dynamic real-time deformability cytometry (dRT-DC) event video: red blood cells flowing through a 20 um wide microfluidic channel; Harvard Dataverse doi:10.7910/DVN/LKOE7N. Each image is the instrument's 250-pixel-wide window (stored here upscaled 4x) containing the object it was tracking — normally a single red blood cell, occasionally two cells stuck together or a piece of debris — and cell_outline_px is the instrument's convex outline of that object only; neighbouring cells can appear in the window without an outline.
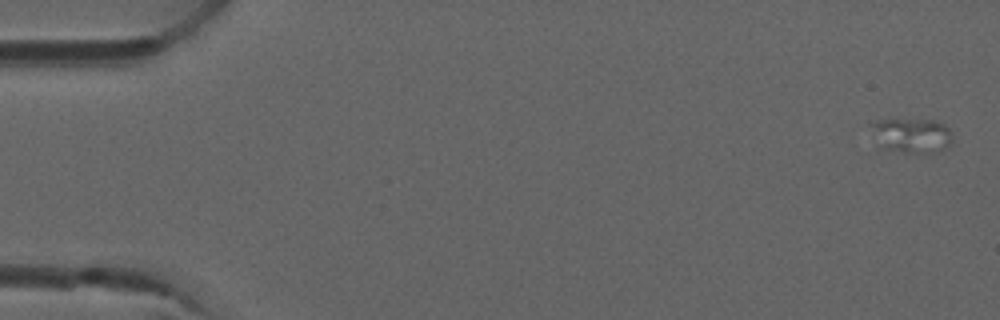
{"species": "common noctule bat (a hibernating species)", "species_latin": "Nyctalus noctula", "temperature_condition": "room temperature", "stored_images_in_passage": 5, "camera_frame_rate_fps": 3000, "um_per_image_px": 0.085, "animal": {"sex": "male", "forearm_length_mm": 52.5}, "frame": {"image": 1, "passage_image": 1, "time_ms": 0.0, "image_size_px": [1000, 320], "cell_outline_px": [[952, 140], [944, 148], [928, 152], [904, 152], [884, 148], [872, 124], [876, 120], [892, 116], [932, 120], [944, 124], [948, 128]], "centroid_in_image_um": [77.51, 11.42], "position_along_channel_um": 7.5, "area_um2": 16.13}}
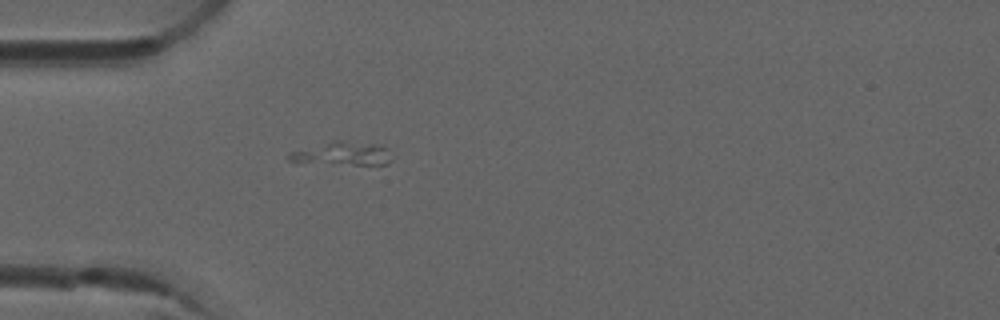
{"frame": {"image": 2, "passage_image": 5, "time_ms": 1.333, "image_size_px": [1000, 320], "cell_outline_px": [[392, 160], [388, 164], [352, 164], [288, 160], [284, 156], [292, 152], [332, 140], [344, 140], [372, 144], [388, 148]], "centroid_in_image_um": [29.16, 13.03], "position_along_channel_um": 55.8, "area_um2": 13.53}}